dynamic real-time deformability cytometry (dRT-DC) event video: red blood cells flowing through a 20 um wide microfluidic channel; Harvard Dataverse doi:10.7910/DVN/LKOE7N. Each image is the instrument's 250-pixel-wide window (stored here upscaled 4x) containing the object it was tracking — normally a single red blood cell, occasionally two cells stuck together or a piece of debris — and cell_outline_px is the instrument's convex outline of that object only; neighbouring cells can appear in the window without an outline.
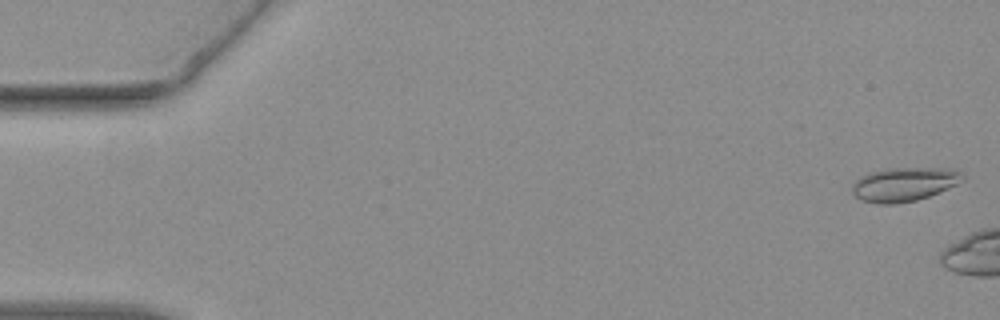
{"species": "common noctule bat (a hibernating species)", "species_latin": "Nyctalus noctula", "temperature_condition": "warm", "stored_images_in_passage": 6, "camera_frame_rate_fps": 3000, "um_per_image_px": 0.085, "animal": {"sex": "female", "body_mass_g": 19.3, "forearm_length_mm": 54.1}, "frame": {"image": 1, "passage_image": 1, "time_ms": 0.0, "image_size_px": [1000, 320], "cell_outline_px": [[964, 180], [948, 188], [928, 196], [916, 200], [896, 204], [876, 204], [860, 200], [852, 192], [852, 184], [860, 176], [868, 172], [888, 168], [952, 168], [964, 172]], "centroid_in_image_um": [76.84, 15.65], "position_along_channel_um": 8.2, "area_um2": 22.08}}